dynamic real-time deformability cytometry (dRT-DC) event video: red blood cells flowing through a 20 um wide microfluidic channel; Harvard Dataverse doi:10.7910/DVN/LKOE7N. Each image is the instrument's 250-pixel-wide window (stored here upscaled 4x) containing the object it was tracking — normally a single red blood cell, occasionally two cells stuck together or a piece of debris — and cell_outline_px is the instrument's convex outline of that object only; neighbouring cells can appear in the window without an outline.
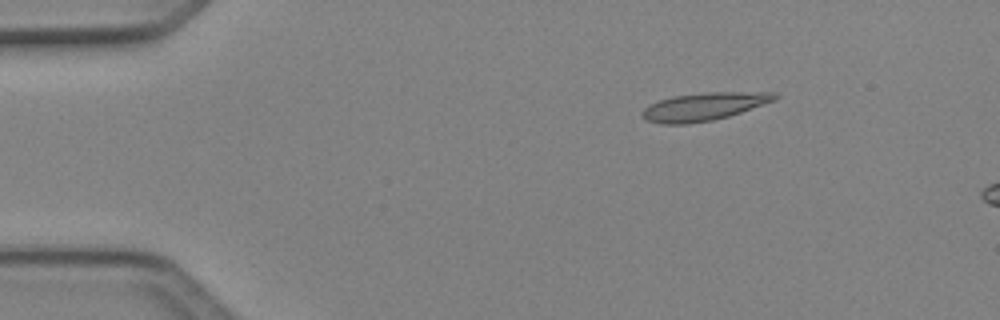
{"species": "Egyptian fruit bat (a non-hibernating species)", "species_latin": "Rousettus aegyptiacus", "temperature_condition": "cold", "stored_images_in_passage": 5, "camera_frame_rate_fps": 3000, "um_per_image_px": 0.085, "animal": {"sex": "female"}, "frame": {"image": 1, "passage_image": 3, "time_ms": 0.667, "image_size_px": [1000, 320], "cell_outline_px": [[780, 96], [776, 100], [728, 116], [712, 120], [688, 124], [660, 124], [644, 120], [640, 116], [640, 112], [648, 104], [672, 96], [704, 92], [776, 92]], "centroid_in_image_um": [59.79, 9.06], "position_along_channel_um": 25.2, "area_um2": 21.79}}